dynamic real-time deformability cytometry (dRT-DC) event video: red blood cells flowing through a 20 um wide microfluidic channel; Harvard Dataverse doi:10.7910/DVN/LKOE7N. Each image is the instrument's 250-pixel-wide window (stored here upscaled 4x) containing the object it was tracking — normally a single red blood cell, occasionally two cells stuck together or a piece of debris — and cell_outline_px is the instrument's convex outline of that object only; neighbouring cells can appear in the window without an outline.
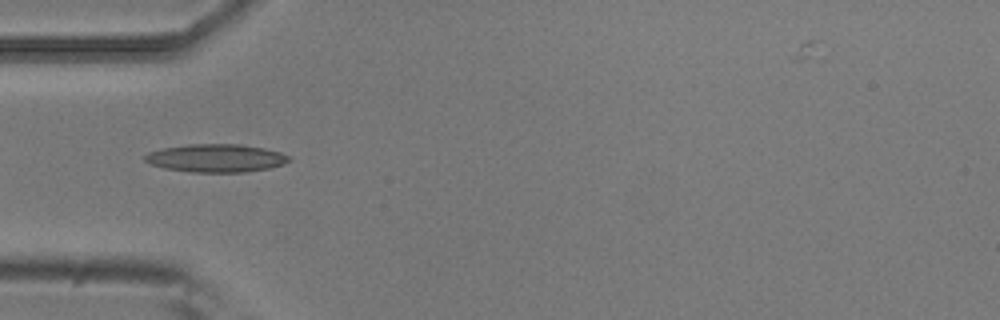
{"species": "common noctule bat (a hibernating species)", "species_latin": "Nyctalus noctula", "temperature_condition": "room temperature", "stored_images_in_passage": 10, "camera_frame_rate_fps": 3000, "um_per_image_px": 0.085, "animal": {"sex": "male", "body_mass_g": 20.5, "forearm_length_mm": 52.5}, "frame": {"image": 1, "passage_image": 6, "time_ms": 1.667, "image_size_px": [1000, 320], "cell_outline_px": [[292, 160], [284, 164], [268, 168], [244, 172], [188, 172], [164, 168], [148, 164], [144, 160], [144, 156], [148, 152], [164, 148], [188, 144], [240, 144], [264, 148], [280, 152], [288, 156]], "centroid_in_image_um": [18.34, 13.44], "position_along_channel_um": 66.7, "area_um2": 23.64}}
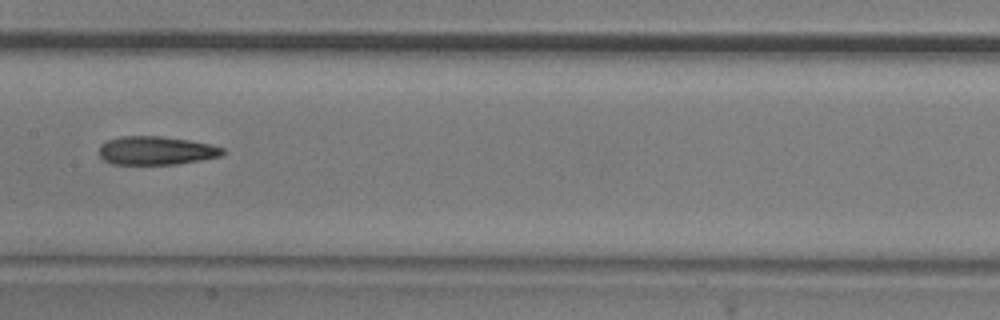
{"frame": {"image": 2, "passage_image": 9, "time_ms": 2.667, "image_size_px": [1000, 320], "cell_outline_px": [[224, 152], [220, 156], [200, 160], [176, 164], [112, 164], [104, 160], [100, 156], [100, 144], [108, 140], [120, 136], [160, 136], [188, 140], [212, 144], [224, 148]], "centroid_in_image_um": [13.27, 12.79], "position_along_channel_um": 194.1, "area_um2": 20.46}}
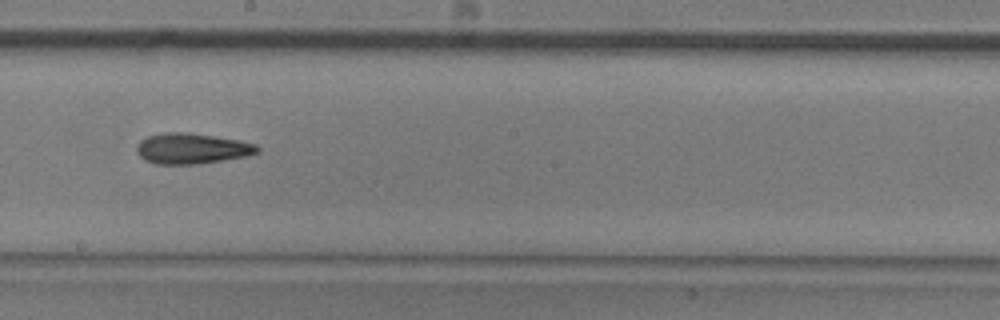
{"frame": {"image": 3, "passage_image": 10, "time_ms": 3.0, "image_size_px": [1000, 320], "cell_outline_px": [[260, 152], [248, 156], [200, 164], [156, 164], [144, 160], [136, 152], [136, 144], [140, 140], [148, 136], [168, 132], [188, 132], [216, 136], [240, 140], [256, 144], [260, 148]], "centroid_in_image_um": [16.32, 12.62], "position_along_channel_um": 231.9, "area_um2": 21.85}}